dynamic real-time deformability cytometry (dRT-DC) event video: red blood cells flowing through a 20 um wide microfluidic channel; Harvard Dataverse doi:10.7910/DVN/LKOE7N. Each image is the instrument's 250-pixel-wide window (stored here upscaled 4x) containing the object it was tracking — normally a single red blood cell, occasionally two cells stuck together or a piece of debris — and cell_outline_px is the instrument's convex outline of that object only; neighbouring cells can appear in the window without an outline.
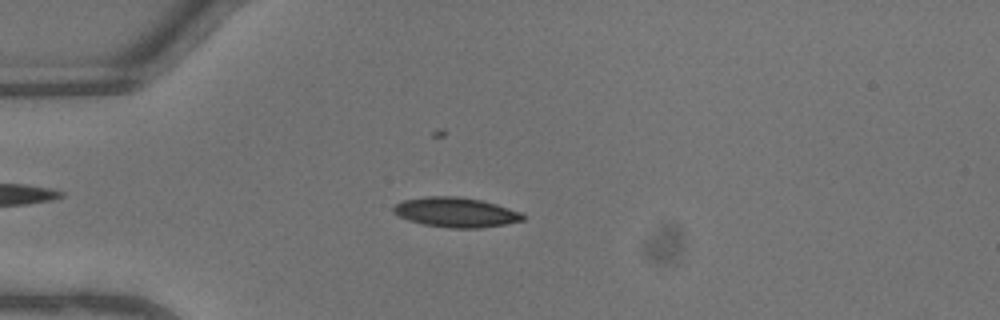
{"species": "common noctule bat (a hibernating species)", "species_latin": "Nyctalus noctula", "temperature_condition": "warm", "stored_images_in_passage": 45, "camera_frame_rate_fps": 3000, "um_per_image_px": 0.085, "animal": {"sex": "male", "body_mass_g": 13.3}, "frame": {"image": 1, "passage_image": 12, "time_ms": 3.667, "image_size_px": [1000, 320], "cell_outline_px": [[524, 220], [504, 224], [480, 228], [448, 228], [424, 224], [408, 220], [392, 212], [392, 208], [396, 204], [404, 200], [428, 196], [460, 196], [480, 200], [496, 204], [520, 212], [524, 216]], "centroid_in_image_um": [38.73, 18.04], "position_along_channel_um": 46.3, "area_um2": 22.31}}
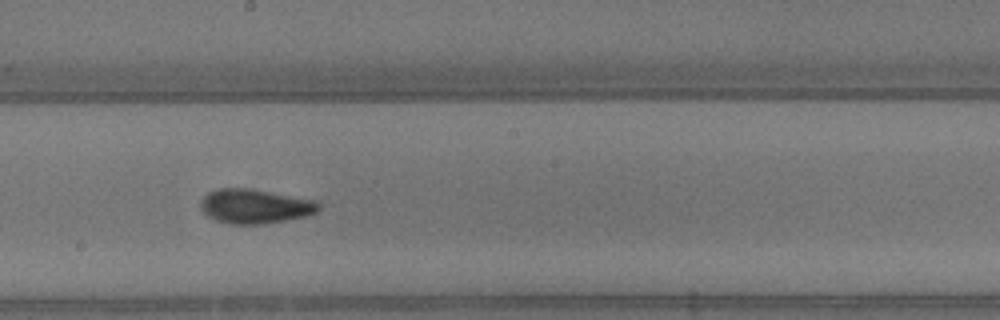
{"frame": {"image": 2, "passage_image": 25, "time_ms": 8.0, "image_size_px": [1000, 320], "cell_outline_px": [[320, 208], [316, 212], [308, 216], [264, 224], [232, 224], [216, 220], [208, 216], [200, 208], [200, 200], [208, 192], [220, 188], [252, 188], [312, 200], [320, 204]], "centroid_in_image_um": [21.65, 17.53], "position_along_channel_um": 226.6, "area_um2": 23.64}}
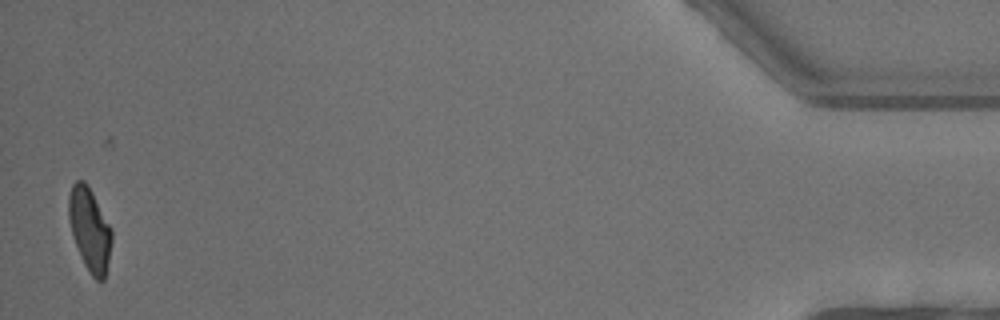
{"frame": {"image": 3, "passage_image": 44, "time_ms": 14.333, "image_size_px": [1000, 320], "cell_outline_px": [[112, 240], [104, 280], [96, 280], [92, 276], [84, 264], [80, 256], [72, 236], [68, 220], [68, 196], [72, 184], [76, 180], [84, 180], [88, 184], [112, 228]], "centroid_in_image_um": [7.61, 19.46], "position_along_channel_um": 427.6, "area_um2": 21.04}, "authors_computed_cell_mechanics": {"area_um2": 21.8484, "velocity_mm_per_s": 4.6347, "shape_relaxation_time_tau1_ms": 4.3675, "shape_relaxation_time_tau2_ms": null, "deformation_change_tau1": 0.1547, "deformation_change_tau2": null}}